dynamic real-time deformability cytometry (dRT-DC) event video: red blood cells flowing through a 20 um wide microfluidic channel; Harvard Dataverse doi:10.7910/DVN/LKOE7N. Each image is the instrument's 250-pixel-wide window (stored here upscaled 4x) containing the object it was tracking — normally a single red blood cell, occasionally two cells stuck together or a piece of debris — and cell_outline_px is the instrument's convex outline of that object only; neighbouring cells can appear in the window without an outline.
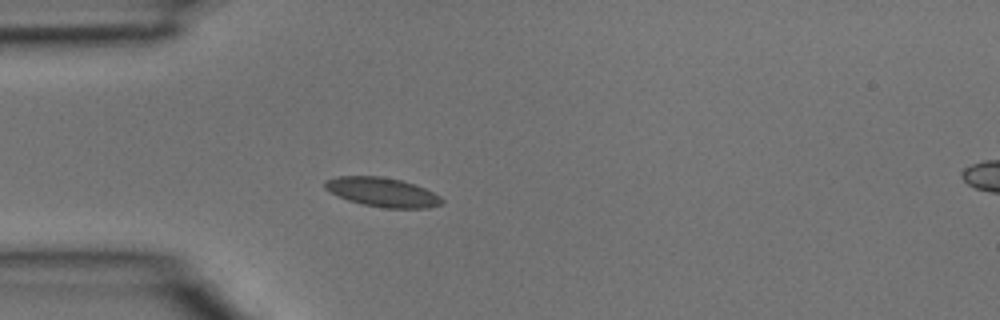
{"species": "common noctule bat (a hibernating species)", "species_latin": "Nyctalus noctula", "temperature_condition": "room temperature", "stored_images_in_passage": 4, "segment_of_instrument_passage": [1, 2], "camera_frame_rate_fps": 3000, "um_per_image_px": 0.085, "animal": {"sex": "male", "body_mass_g": 15.6}, "frame": {"image": 1, "passage_image": 3, "time_ms": 0.667, "image_size_px": [1000, 320], "cell_outline_px": [[444, 204], [428, 208], [384, 208], [364, 204], [348, 200], [324, 188], [324, 180], [336, 176], [380, 176], [400, 180], [424, 188], [440, 196], [444, 200]], "centroid_in_image_um": [32.51, 16.33], "position_along_channel_um": 52.5, "area_um2": 19.77}}